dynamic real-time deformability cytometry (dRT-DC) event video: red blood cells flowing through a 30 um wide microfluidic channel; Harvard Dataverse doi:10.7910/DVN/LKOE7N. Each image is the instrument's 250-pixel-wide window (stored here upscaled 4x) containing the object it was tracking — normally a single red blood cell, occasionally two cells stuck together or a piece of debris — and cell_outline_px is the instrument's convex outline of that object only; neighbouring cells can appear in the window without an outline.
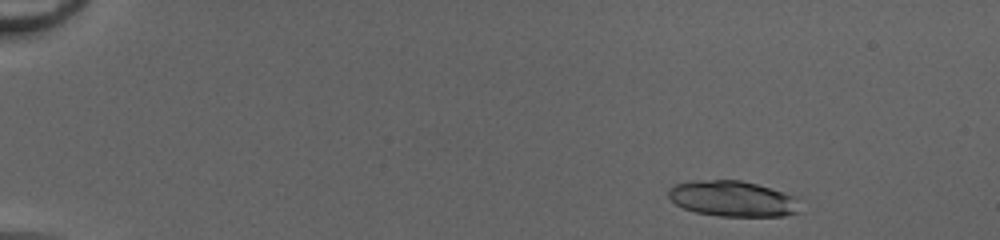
{"species": "common noctule bat (a hibernating species)", "species_latin": "Nyctalus noctula", "temperature_condition": "cold", "stored_images_in_passage": 47, "camera_frame_rate_fps": 3000, "um_per_image_px": 0.085, "animal": {"sex": "female", "body_mass_g": 20.0, "forearm_length_mm": 54.0}, "frame": {"image": 1, "passage_image": 4, "time_ms": 1.0, "image_size_px": [1000, 240], "cell_outline_px": [[800, 212], [784, 216], [720, 216], [696, 212], [684, 208], [676, 204], [668, 196], [668, 188], [676, 184], [696, 180], [740, 180], [756, 184], [796, 196]], "centroid_in_image_um": [62.28, 16.89], "position_along_channel_um": 22.7, "area_um2": 27.28}}
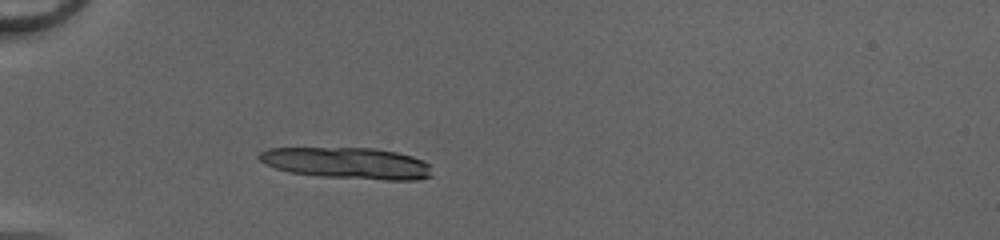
{"frame": {"image": 2, "passage_image": 14, "time_ms": 4.333, "image_size_px": [1000, 240], "cell_outline_px": [[432, 176], [416, 180], [384, 180], [320, 176], [288, 172], [264, 164], [256, 156], [260, 152], [268, 148], [372, 148], [396, 152], [412, 156], [424, 160], [428, 164]], "centroid_in_image_um": [29.5, 13.87], "position_along_channel_um": 55.5, "area_um2": 31.67}}
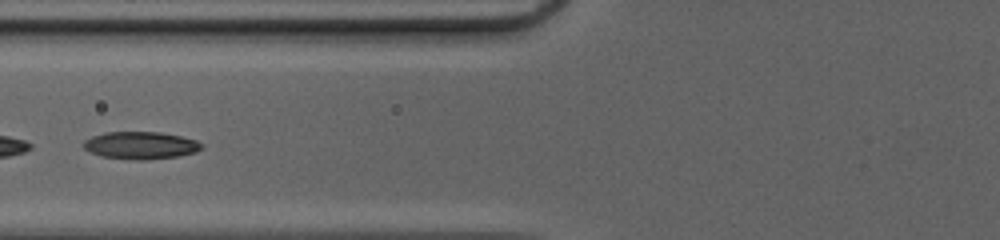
{"frame": {"image": 3, "passage_image": 20, "time_ms": 6.333, "image_size_px": [1000, 240], "cell_outline_px": [[204, 148], [196, 152], [180, 156], [144, 160], [132, 160], [100, 156], [84, 148], [84, 140], [92, 136], [104, 132], [160, 132], [180, 136], [196, 140], [204, 144]], "centroid_in_image_um": [11.99, 12.36], "position_along_channel_um": 113.8, "area_um2": 19.02}, "authors_computed_cell_mechanics": {"area_um2": 18.9006, "velocity_mm_per_s": 4.2195, "shape_relaxation_time_tau1_ms": 2.6741, "shape_relaxation_time_tau2_ms": 2.5296, "deformation_change_tau1": 0.1394, "deformation_change_tau2": 0.061}}